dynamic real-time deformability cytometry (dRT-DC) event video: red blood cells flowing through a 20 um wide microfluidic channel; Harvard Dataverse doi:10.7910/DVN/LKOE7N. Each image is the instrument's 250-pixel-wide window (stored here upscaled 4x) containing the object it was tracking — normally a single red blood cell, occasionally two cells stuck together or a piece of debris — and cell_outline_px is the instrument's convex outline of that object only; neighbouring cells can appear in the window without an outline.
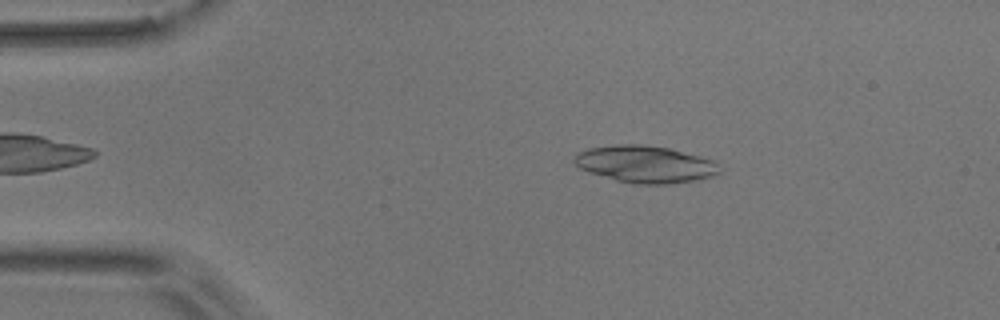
{"species": "common noctule bat (a hibernating species)", "species_latin": "Nyctalus noctula", "temperature_condition": "room temperature", "stored_images_in_passage": 6, "camera_frame_rate_fps": 3000, "um_per_image_px": 0.085, "animal": {"sex": "male", "body_mass_g": 17.9}, "frame": {"image": 1, "passage_image": 3, "time_ms": 2.333, "image_size_px": [1000, 320], "cell_outline_px": [[720, 172], [712, 176], [696, 180], [668, 184], [632, 184], [616, 180], [588, 172], [580, 168], [572, 160], [576, 152], [588, 148], [616, 144], [640, 144], [668, 148], [716, 160]], "centroid_in_image_um": [54.82, 13.95], "position_along_channel_um": 30.2, "area_um2": 31.5}}